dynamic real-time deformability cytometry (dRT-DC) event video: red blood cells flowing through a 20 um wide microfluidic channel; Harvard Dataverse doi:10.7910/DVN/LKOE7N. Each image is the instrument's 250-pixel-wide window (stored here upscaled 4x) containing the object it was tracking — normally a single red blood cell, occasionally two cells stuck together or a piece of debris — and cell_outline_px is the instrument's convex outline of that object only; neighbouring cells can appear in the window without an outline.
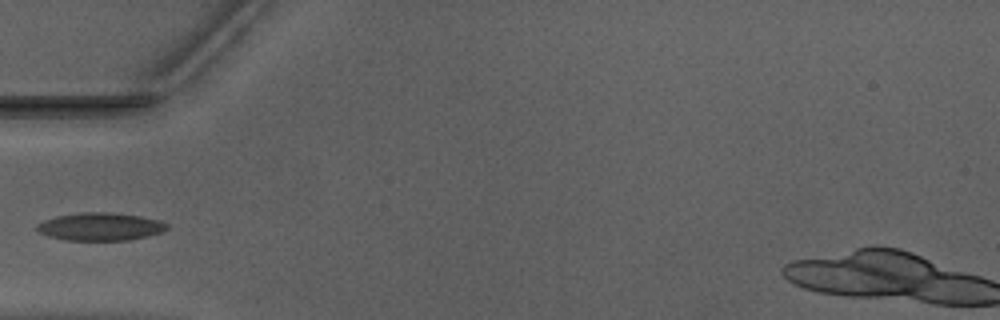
{"species": "Egyptian fruit bat (a non-hibernating species)", "species_latin": "Rousettus aegyptiacus", "temperature_condition": "warm", "stored_images_in_passage": 35, "camera_frame_rate_fps": 3000, "um_per_image_px": 0.085, "animal": {"sex": "male"}, "frame": {"image": 1, "passage_image": 1, "time_ms": 0.0, "image_size_px": [1000, 320], "cell_outline_px": [[168, 228], [164, 232], [148, 236], [128, 240], [64, 240], [48, 236], [40, 232], [36, 228], [36, 224], [44, 220], [56, 216], [80, 212], [112, 212], [140, 216], [160, 220], [168, 224]], "centroid_in_image_um": [8.54, 19.26], "position_along_channel_um": 76.5, "area_um2": 21.27}}
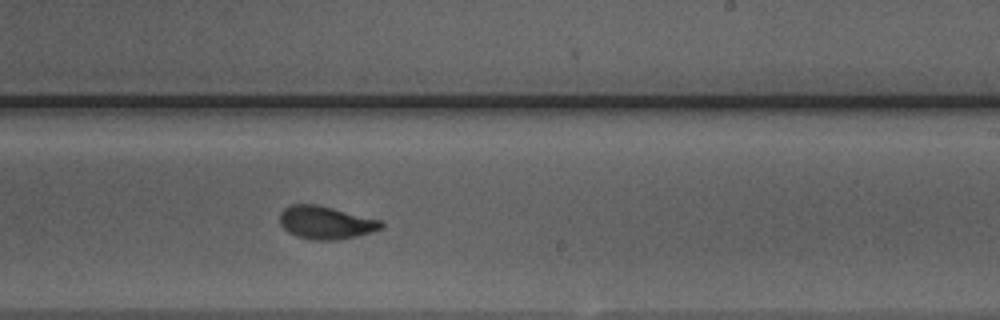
{"frame": {"image": 2, "passage_image": 15, "time_ms": 4.667, "image_size_px": [1000, 320], "cell_outline_px": [[384, 228], [372, 232], [356, 236], [336, 240], [312, 240], [296, 236], [288, 232], [280, 224], [280, 212], [288, 204], [316, 204], [380, 220], [384, 224]], "centroid_in_image_um": [27.67, 18.92], "position_along_channel_um": 261.3, "area_um2": 19.48}}
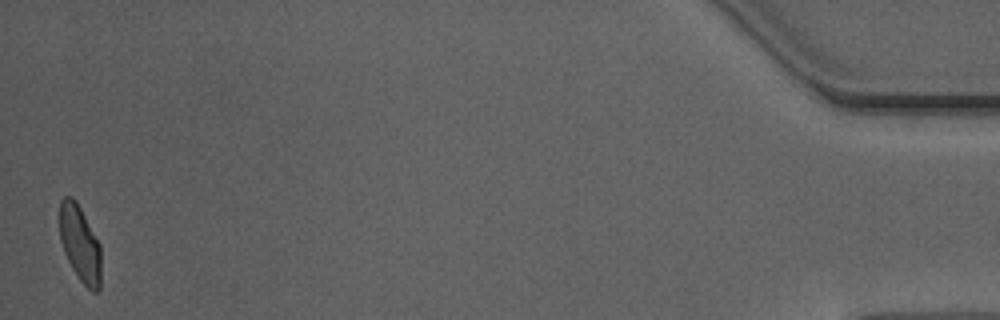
{"frame": {"image": 3, "passage_image": 35, "time_ms": 11.333, "image_size_px": [1000, 320], "cell_outline_px": [[100, 288], [96, 292], [92, 292], [80, 280], [72, 268], [64, 252], [60, 240], [60, 200], [64, 196], [72, 196], [76, 200], [100, 244]], "centroid_in_image_um": [6.79, 20.7], "position_along_channel_um": 428.4, "area_um2": 18.32}}